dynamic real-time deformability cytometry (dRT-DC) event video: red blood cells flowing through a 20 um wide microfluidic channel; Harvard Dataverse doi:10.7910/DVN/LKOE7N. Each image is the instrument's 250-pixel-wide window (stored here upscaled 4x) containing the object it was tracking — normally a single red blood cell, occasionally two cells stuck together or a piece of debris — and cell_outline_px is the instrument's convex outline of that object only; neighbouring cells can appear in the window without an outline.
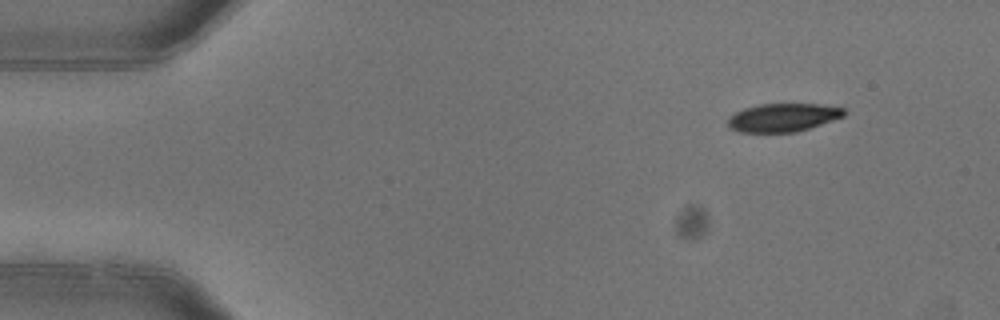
{"species": "common noctule bat (a hibernating species)", "species_latin": "Nyctalus noctula", "temperature_condition": "warm", "stored_images_in_passage": 4, "camera_frame_rate_fps": 3000, "um_per_image_px": 0.085, "animal": {"sex": "female"}, "frame": {"image": 1, "passage_image": 1, "time_ms": 0.0, "image_size_px": [1000, 320], "cell_outline_px": [[844, 116], [796, 132], [740, 132], [728, 128], [728, 116], [744, 108], [760, 104], [820, 104], [844, 108]], "centroid_in_image_um": [66.5, 9.99], "position_along_channel_um": 18.5, "area_um2": 19.02}}